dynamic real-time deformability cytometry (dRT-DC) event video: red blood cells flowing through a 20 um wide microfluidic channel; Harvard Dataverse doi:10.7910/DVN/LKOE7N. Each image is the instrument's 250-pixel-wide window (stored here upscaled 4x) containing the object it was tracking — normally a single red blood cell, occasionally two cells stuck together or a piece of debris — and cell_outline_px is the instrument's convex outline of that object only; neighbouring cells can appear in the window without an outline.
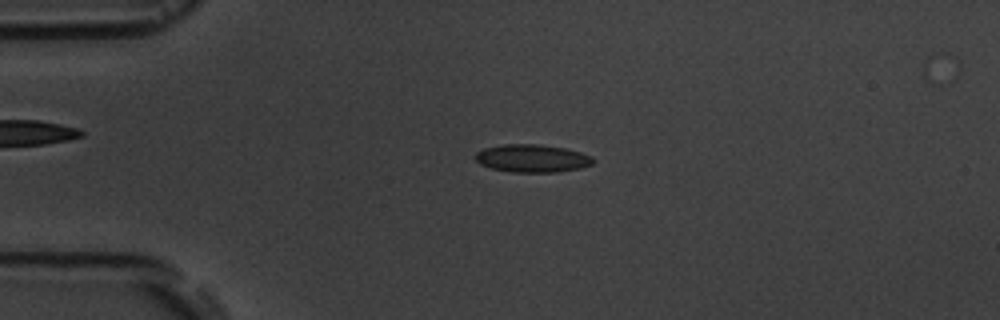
{"species": "common noctule bat (a hibernating species)", "species_latin": "Nyctalus noctula", "temperature_condition": "room temperature", "stored_images_in_passage": 3, "camera_frame_rate_fps": 3000, "um_per_image_px": 0.085, "animal": {"sex": "male", "body_mass_g": 19.5, "forearm_length_mm": 54.6}, "frame": {"image": 1, "passage_image": 1, "time_ms": 0.0, "image_size_px": [1000, 320], "cell_outline_px": [[592, 164], [580, 168], [556, 172], [512, 172], [492, 168], [480, 164], [476, 160], [476, 152], [484, 148], [500, 144], [536, 144], [564, 148], [580, 152], [592, 156]], "centroid_in_image_um": [45.21, 13.45], "position_along_channel_um": 39.8, "area_um2": 18.96}}
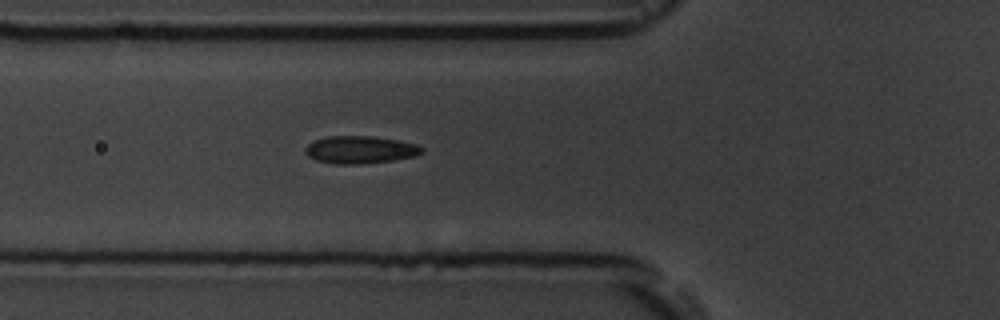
{"frame": {"image": 2, "passage_image": 3, "time_ms": 2.333, "image_size_px": [1000, 320], "cell_outline_px": [[424, 152], [416, 156], [392, 160], [360, 164], [336, 164], [316, 160], [308, 156], [304, 152], [304, 148], [312, 140], [328, 136], [372, 136], [400, 140], [416, 144], [424, 148]], "centroid_in_image_um": [30.61, 12.72], "position_along_channel_um": 95.2, "area_um2": 18.9}}